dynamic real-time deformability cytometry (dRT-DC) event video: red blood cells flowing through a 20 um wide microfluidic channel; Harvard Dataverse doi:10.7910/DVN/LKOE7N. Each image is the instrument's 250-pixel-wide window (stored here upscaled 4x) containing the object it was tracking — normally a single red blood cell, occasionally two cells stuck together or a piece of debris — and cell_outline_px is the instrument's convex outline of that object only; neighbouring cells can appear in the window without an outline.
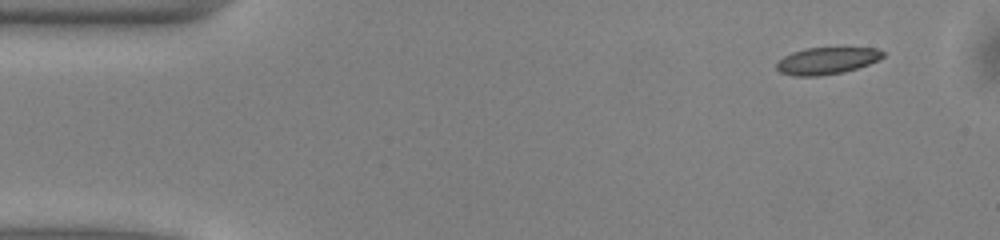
{"species": "common noctule bat (a hibernating species)", "species_latin": "Nyctalus noctula", "temperature_condition": "warm", "stored_images_in_passage": 48, "camera_frame_rate_fps": 3000, "um_per_image_px": 0.085, "animal": {"sex": "male", "body_mass_g": 13.0, "forearm_length_mm": 53.1}, "frame": {"image": 1, "passage_image": 1, "time_ms": 0.0, "image_size_px": [1000, 240], "cell_outline_px": [[884, 56], [880, 60], [844, 72], [820, 76], [792, 76], [780, 72], [776, 68], [776, 64], [784, 56], [792, 52], [804, 48], [876, 48], [884, 52]], "centroid_in_image_um": [70.27, 5.17], "position_along_channel_um": 14.7, "area_um2": 16.7}}
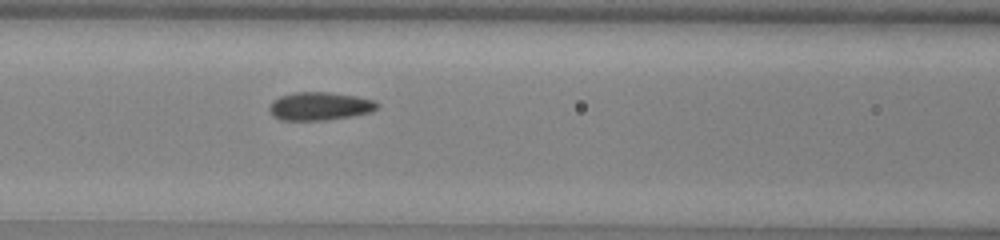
{"frame": {"image": 2, "passage_image": 18, "time_ms": 5.667, "image_size_px": [1000, 240], "cell_outline_px": [[380, 104], [372, 112], [352, 116], [328, 120], [280, 120], [272, 116], [268, 108], [272, 100], [280, 96], [296, 92], [328, 92], [356, 96], [376, 100]], "centroid_in_image_um": [27.18, 9.03], "position_along_channel_um": 139.4, "area_um2": 17.92}}
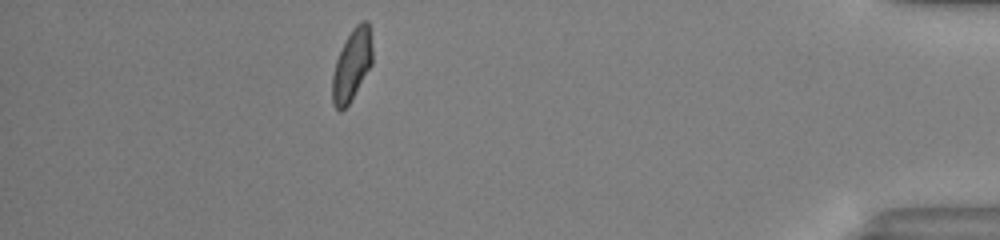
{"frame": {"image": 3, "passage_image": 42, "time_ms": 13.667, "image_size_px": [1000, 240], "cell_outline_px": [[372, 64], [348, 104], [340, 112], [332, 104], [332, 76], [336, 60], [352, 28], [360, 20], [368, 20], [372, 48]], "centroid_in_image_um": [29.9, 5.51], "position_along_channel_um": 405.3, "area_um2": 16.47}, "authors_computed_cell_mechanics": {"area_um2": 17.1666, "velocity_mm_per_s": 4.019, "shape_relaxation_time_tau1_ms": 3.7252, "shape_relaxation_time_tau2_ms": 1.3617, "deformation_change_tau1": 0.1143, "deformation_change_tau2": 0.076}}